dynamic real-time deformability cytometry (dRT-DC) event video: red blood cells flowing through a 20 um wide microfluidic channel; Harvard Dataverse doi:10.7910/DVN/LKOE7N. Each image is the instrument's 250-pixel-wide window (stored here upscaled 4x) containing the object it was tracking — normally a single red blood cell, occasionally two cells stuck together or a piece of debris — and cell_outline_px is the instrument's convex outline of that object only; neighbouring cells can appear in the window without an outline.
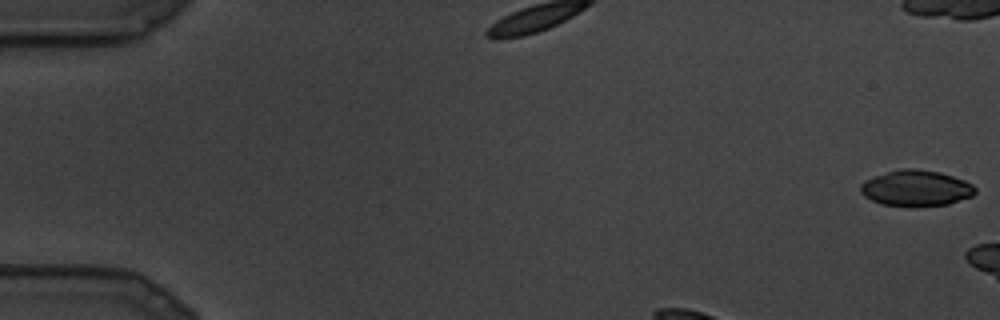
{"species": "common noctule bat (a hibernating species)", "species_latin": "Nyctalus noctula", "temperature_condition": "cold", "stored_images_in_passage": 4, "camera_frame_rate_fps": 3000, "um_per_image_px": 0.085, "animal": {"sex": "male", "body_mass_g": 19.5, "forearm_length_mm": 54.6}, "frame": {"image": 1, "passage_image": 1, "time_ms": 0.0, "image_size_px": [1000, 320], "cell_outline_px": [[976, 192], [972, 196], [948, 204], [884, 204], [872, 200], [864, 196], [860, 192], [860, 184], [864, 180], [900, 168], [916, 168], [940, 172], [964, 180], [972, 184], [976, 188]], "centroid_in_image_um": [77.87, 15.95], "position_along_channel_um": 7.1, "area_um2": 23.35}}